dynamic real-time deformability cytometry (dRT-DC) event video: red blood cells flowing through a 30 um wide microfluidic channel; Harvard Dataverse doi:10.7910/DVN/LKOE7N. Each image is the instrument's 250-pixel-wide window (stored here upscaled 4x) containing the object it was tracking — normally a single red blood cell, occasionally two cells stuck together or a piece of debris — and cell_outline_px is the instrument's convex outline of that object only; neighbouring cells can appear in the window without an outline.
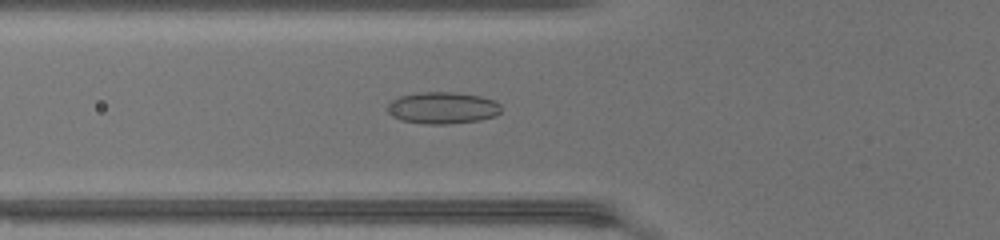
{"species": "common noctule bat (a hibernating species)", "species_latin": "Nyctalus noctula", "temperature_condition": "warm", "stored_images_in_passage": 49, "camera_frame_rate_fps": 3000, "um_per_image_px": 0.085, "animal": {"sex": "female", "body_mass_g": 17.0, "forearm_length_mm": 48.0}, "frame": {"image": 1, "passage_image": 19, "time_ms": 6.0, "image_size_px": [1000, 240], "cell_outline_px": [[500, 112], [496, 116], [480, 120], [444, 124], [424, 124], [400, 120], [392, 116], [384, 108], [392, 100], [400, 96], [420, 92], [452, 92], [480, 96], [492, 100], [500, 104]], "centroid_in_image_um": [37.58, 9.17], "position_along_channel_um": 88.2, "area_um2": 21.1}}
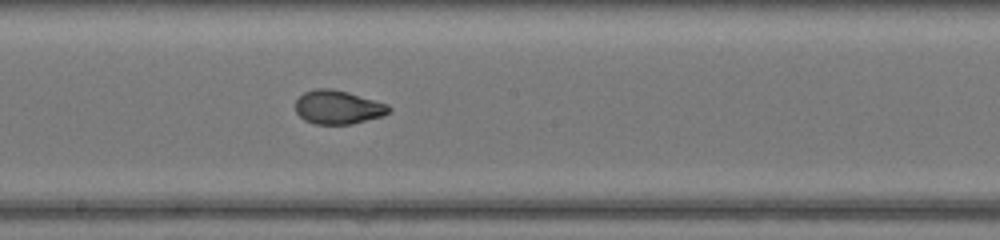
{"frame": {"image": 2, "passage_image": 28, "time_ms": 9.0, "image_size_px": [1000, 240], "cell_outline_px": [[392, 108], [384, 116], [352, 124], [316, 124], [304, 120], [296, 112], [296, 100], [304, 92], [312, 88], [332, 88], [348, 92], [388, 104]], "centroid_in_image_um": [28.73, 9.11], "position_along_channel_um": 219.5, "area_um2": 18.5}}
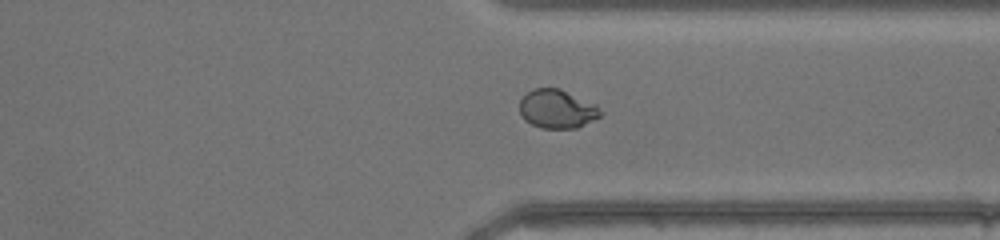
{"frame": {"image": 3, "passage_image": 38, "time_ms": 12.333, "image_size_px": [1000, 240], "cell_outline_px": [[604, 112], [600, 116], [576, 128], [540, 128], [524, 120], [520, 112], [520, 100], [532, 88], [560, 88], [596, 104]], "centroid_in_image_um": [47.36, 9.25], "position_along_channel_um": 364.0, "area_um2": 18.26}}